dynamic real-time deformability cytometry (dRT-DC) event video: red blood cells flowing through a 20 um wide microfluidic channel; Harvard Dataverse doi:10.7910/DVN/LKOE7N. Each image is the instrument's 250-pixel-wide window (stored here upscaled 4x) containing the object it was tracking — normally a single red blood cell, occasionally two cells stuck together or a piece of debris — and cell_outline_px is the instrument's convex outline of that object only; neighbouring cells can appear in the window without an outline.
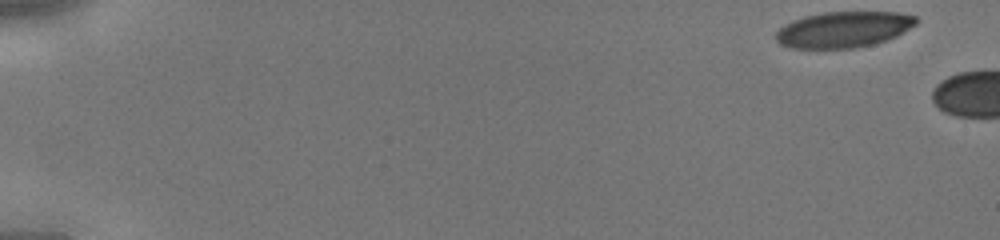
{"species": "human", "species_latin": "Homo sapiens", "temperature_condition": "cold", "stored_images_in_passage": 4, "camera_frame_rate_fps": 3000, "um_per_image_px": 0.085, "donor": {"sex": "male"}, "frame": {"image": 1, "passage_image": 1, "time_ms": 0.0, "image_size_px": [1000, 240], "cell_outline_px": [[916, 24], [896, 36], [872, 44], [852, 48], [792, 48], [780, 44], [776, 40], [776, 32], [784, 24], [792, 20], [804, 16], [824, 12], [900, 12], [916, 16]], "centroid_in_image_um": [71.67, 2.5], "position_along_channel_um": 13.3, "area_um2": 29.25}}